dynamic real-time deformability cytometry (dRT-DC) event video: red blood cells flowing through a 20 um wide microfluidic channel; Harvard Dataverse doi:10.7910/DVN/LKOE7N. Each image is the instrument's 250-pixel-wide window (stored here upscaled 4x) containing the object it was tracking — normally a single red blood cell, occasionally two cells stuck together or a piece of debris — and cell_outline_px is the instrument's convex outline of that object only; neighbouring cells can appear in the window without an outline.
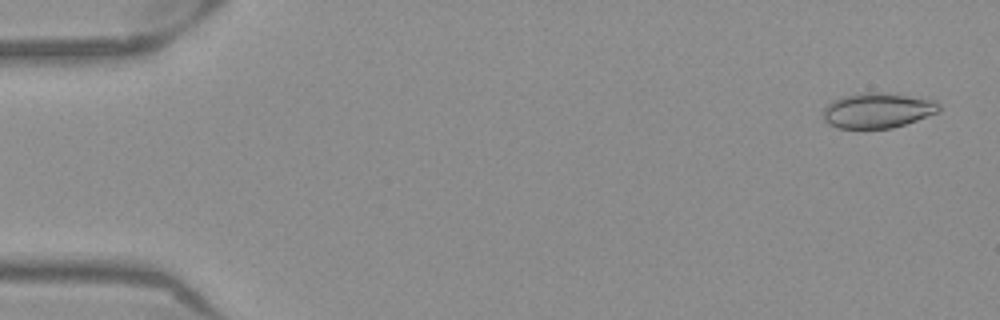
{"species": "Egyptian fruit bat (a non-hibernating species)", "species_latin": "Rousettus aegyptiacus", "temperature_condition": "warm", "stored_images_in_passage": 52, "camera_frame_rate_fps": 3000, "um_per_image_px": 0.085, "frame": {"image": 1, "passage_image": 2, "time_ms": 0.333, "image_size_px": [1000, 320], "cell_outline_px": [[940, 112], [892, 128], [836, 128], [828, 124], [824, 120], [824, 108], [832, 100], [844, 96], [864, 92], [876, 92], [932, 100], [940, 104]], "centroid_in_image_um": [74.56, 9.4], "position_along_channel_um": 10.4, "area_um2": 23.41}}
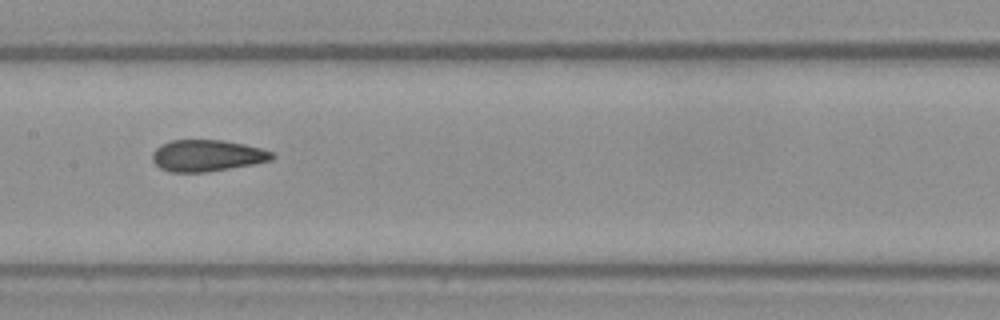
{"frame": {"image": 2, "passage_image": 26, "time_ms": 8.333, "image_size_px": [1000, 320], "cell_outline_px": [[276, 156], [272, 160], [252, 164], [204, 172], [168, 172], [160, 168], [152, 160], [152, 152], [160, 144], [172, 140], [224, 140], [244, 144], [260, 148], [272, 152]], "centroid_in_image_um": [17.57, 13.22], "position_along_channel_um": 189.8, "area_um2": 21.96}}
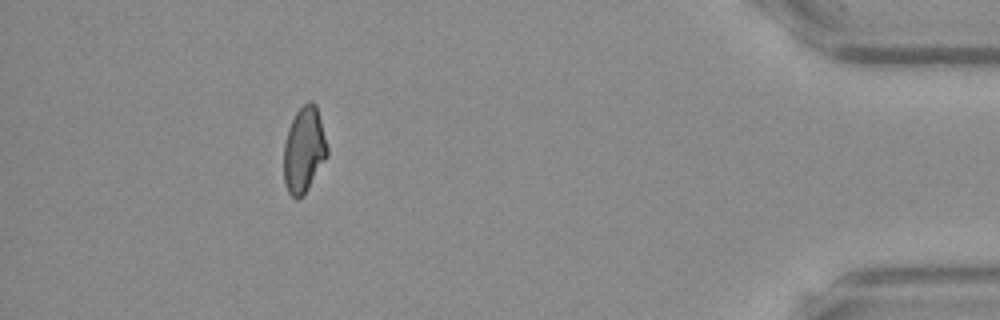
{"frame": {"image": 3, "passage_image": 47, "time_ms": 15.333, "image_size_px": [1000, 320], "cell_outline_px": [[328, 156], [304, 192], [296, 200], [288, 192], [284, 184], [284, 144], [288, 128], [296, 112], [308, 100], [312, 100], [316, 104], [328, 148]], "centroid_in_image_um": [25.83, 12.7], "position_along_channel_um": 409.4, "area_um2": 21.44}, "authors_computed_cell_mechanics": {"area_um2": 22.253, "velocity_mm_per_s": 3.9267, "shape_relaxation_time_tau1_ms": null, "shape_relaxation_time_tau2_ms": 1.6737, "deformation_change_tau1": null, "deformation_change_tau2": 0.0678}}